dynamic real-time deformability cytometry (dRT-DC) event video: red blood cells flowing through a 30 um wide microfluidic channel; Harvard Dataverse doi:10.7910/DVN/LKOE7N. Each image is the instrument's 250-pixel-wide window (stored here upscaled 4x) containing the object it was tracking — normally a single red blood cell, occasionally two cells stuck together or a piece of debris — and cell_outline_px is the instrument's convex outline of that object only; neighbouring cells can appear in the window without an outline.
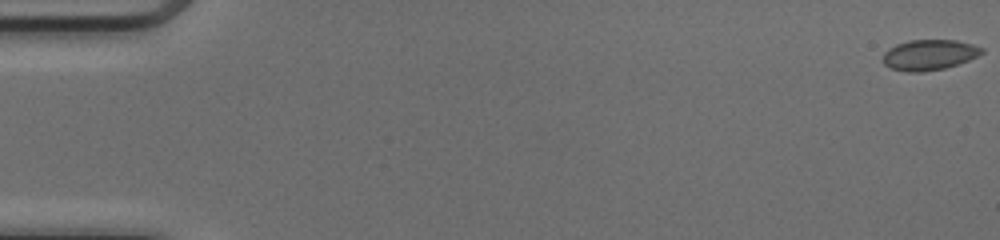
{"species": "common noctule bat (a hibernating species)", "species_latin": "Nyctalus noctula", "temperature_condition": "cold", "stored_images_in_passage": 51, "camera_frame_rate_fps": 3000, "um_per_image_px": 0.085, "animal": {"sex": "female", "body_mass_g": 17.0, "forearm_length_mm": 48.0}, "frame": {"image": 1, "passage_image": 1, "time_ms": 0.0, "image_size_px": [1000, 240], "cell_outline_px": [[984, 52], [968, 60], [944, 68], [924, 72], [908, 72], [892, 68], [884, 64], [884, 52], [888, 48], [896, 44], [908, 40], [956, 40], [972, 44], [984, 48]], "centroid_in_image_um": [78.98, 4.65], "position_along_channel_um": 6.0, "area_um2": 17.46}}
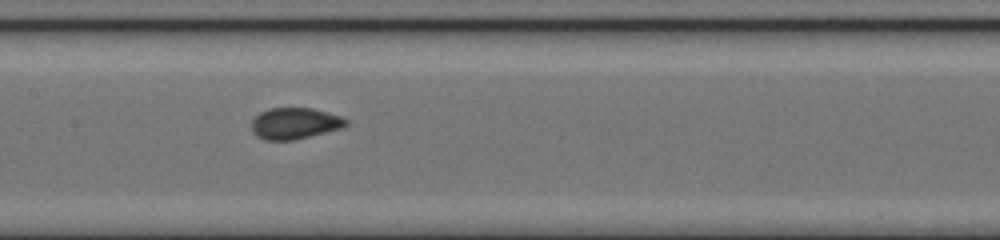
{"frame": {"image": 2, "passage_image": 26, "time_ms": 8.333, "image_size_px": [1000, 240], "cell_outline_px": [[348, 124], [344, 128], [292, 140], [264, 140], [256, 136], [252, 132], [252, 120], [260, 112], [268, 108], [312, 108], [328, 112], [340, 116], [348, 120]], "centroid_in_image_um": [25.06, 10.49], "position_along_channel_um": 182.3, "area_um2": 17.34}}
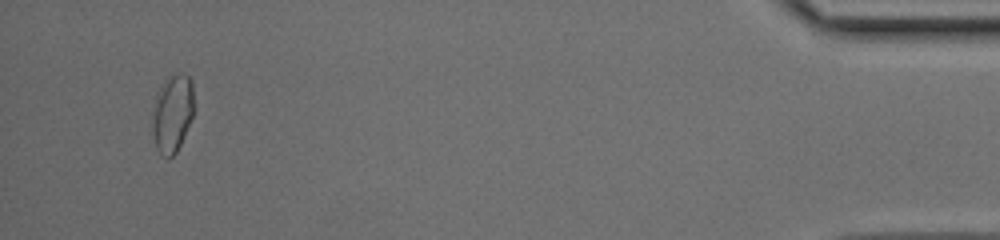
{"frame": {"image": 3, "passage_image": 49, "time_ms": 16.0, "image_size_px": [1000, 240], "cell_outline_px": [[192, 116], [184, 136], [176, 152], [172, 156], [160, 156], [156, 148], [152, 136], [152, 112], [156, 92], [164, 80], [180, 72], [184, 72], [192, 80]], "centroid_in_image_um": [14.61, 9.63], "position_along_channel_um": 420.6, "area_um2": 18.9}, "authors_computed_cell_mechanics": {"area_um2": 17.34, "velocity_mm_per_s": 4.1268, "shape_relaxation_time_tau1_ms": null, "shape_relaxation_time_tau2_ms": 0.6978, "deformation_change_tau1": null, "deformation_change_tau2": 0.0251}}